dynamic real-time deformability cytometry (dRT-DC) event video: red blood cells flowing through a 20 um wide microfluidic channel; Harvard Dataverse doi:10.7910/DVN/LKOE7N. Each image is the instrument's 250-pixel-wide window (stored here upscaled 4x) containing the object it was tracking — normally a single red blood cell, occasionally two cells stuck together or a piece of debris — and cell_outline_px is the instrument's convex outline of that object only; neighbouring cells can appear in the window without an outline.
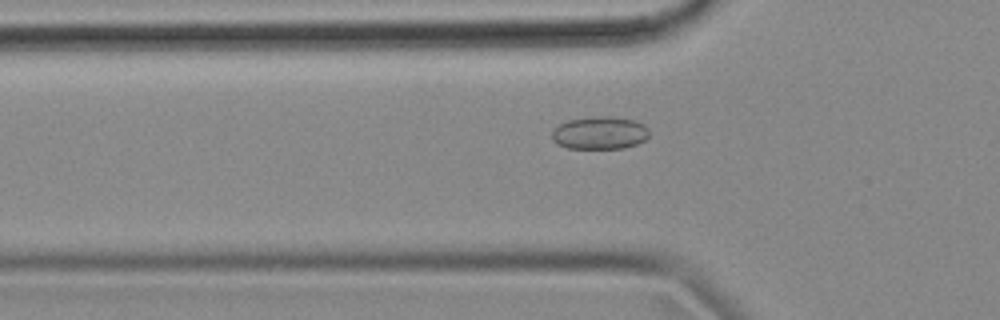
{"species": "common noctule bat (a hibernating species)", "species_latin": "Nyctalus noctula", "temperature_condition": "cold", "stored_images_in_passage": 55, "camera_frame_rate_fps": 3000, "um_per_image_px": 0.085, "animal": {"sex": "female", "body_mass_g": 18.4}, "frame": {"image": 1, "passage_image": 18, "time_ms": 5.667, "image_size_px": [1000, 320], "cell_outline_px": [[648, 136], [644, 140], [636, 144], [624, 148], [568, 148], [552, 140], [552, 132], [560, 124], [568, 120], [588, 116], [612, 116], [632, 120], [644, 124], [648, 128]], "centroid_in_image_um": [50.99, 11.28], "position_along_channel_um": 74.8, "area_um2": 18.5}}
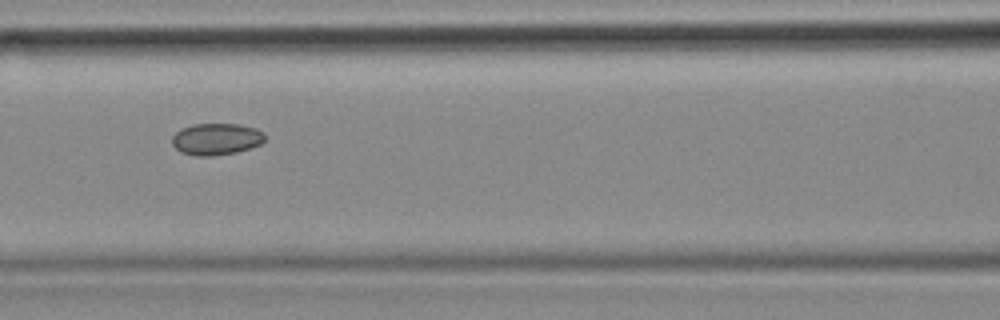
{"frame": {"image": 2, "passage_image": 24, "time_ms": 7.667, "image_size_px": [1000, 320], "cell_outline_px": [[264, 140], [260, 144], [236, 152], [212, 156], [196, 156], [180, 152], [172, 144], [172, 136], [180, 128], [192, 124], [240, 124], [256, 128], [264, 132]], "centroid_in_image_um": [18.36, 11.81], "position_along_channel_um": 148.2, "area_um2": 17.22}}
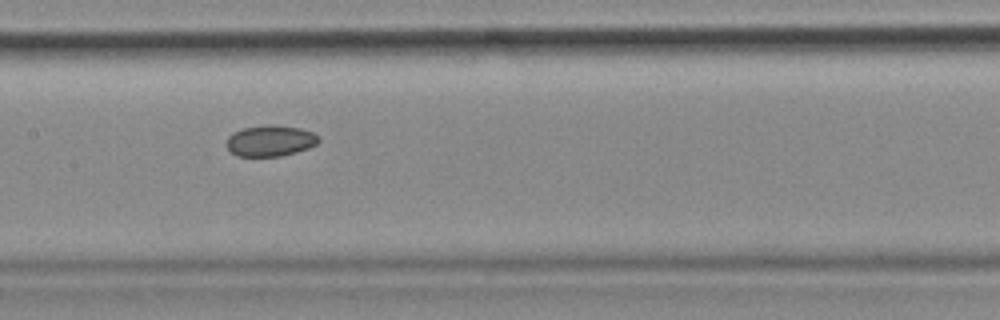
{"frame": {"image": 3, "passage_image": 27, "time_ms": 8.667, "image_size_px": [1000, 320], "cell_outline_px": [[320, 140], [316, 144], [308, 148], [296, 152], [280, 156], [236, 156], [228, 148], [228, 136], [232, 132], [244, 128], [264, 124], [276, 124], [300, 128], [312, 132]], "centroid_in_image_um": [22.97, 11.95], "position_along_channel_um": 184.4, "area_um2": 16.65}, "authors_computed_cell_mechanics": {"area_um2": 17.6868, "velocity_mm_per_s": 3.6498, "shape_relaxation_time_tau1_ms": null, "shape_relaxation_time_tau2_ms": 6.2082, "deformation_change_tau1": null, "deformation_change_tau2": 0.0651}}